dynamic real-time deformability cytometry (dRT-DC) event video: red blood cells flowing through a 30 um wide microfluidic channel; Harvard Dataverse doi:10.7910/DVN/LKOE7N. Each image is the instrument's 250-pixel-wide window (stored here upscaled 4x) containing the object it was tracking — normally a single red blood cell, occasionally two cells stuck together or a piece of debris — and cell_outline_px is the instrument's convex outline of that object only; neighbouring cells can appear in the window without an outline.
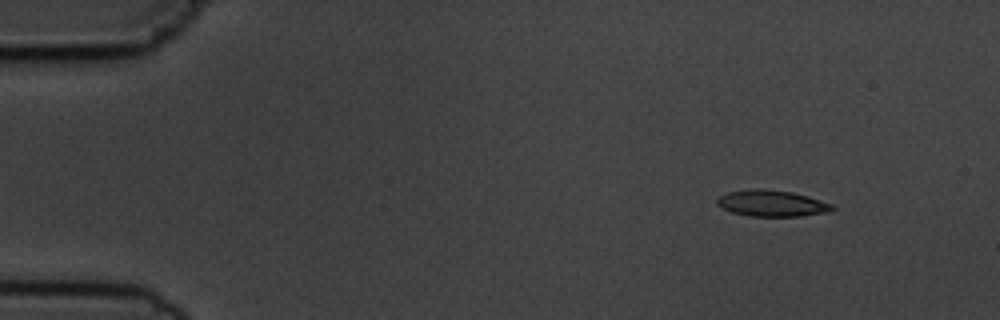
{"species": "common noctule bat (a hibernating species)", "species_latin": "Nyctalus noctula", "temperature_condition": "cold", "stored_images_in_passage": 4, "camera_frame_rate_fps": 3000, "um_per_image_px": 0.085, "animal": {"sex": "male", "body_mass_g": 19.5, "forearm_length_mm": 54.6}, "frame": {"image": 1, "passage_image": 1, "time_ms": 0.0, "image_size_px": [1000, 320], "cell_outline_px": [[836, 208], [832, 212], [800, 216], [748, 216], [732, 212], [716, 204], [716, 200], [720, 196], [728, 192], [752, 188], [756, 188], [792, 192], [808, 196], [832, 204]], "centroid_in_image_um": [65.63, 17.29], "position_along_channel_um": 19.4, "area_um2": 17.69}}
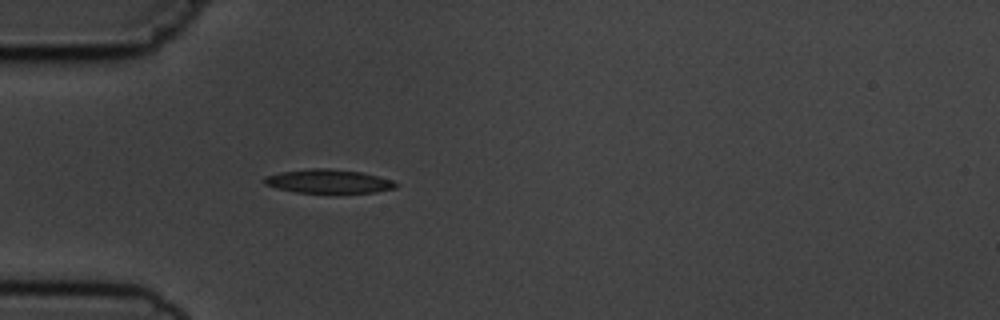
{"frame": {"image": 2, "passage_image": 4, "time_ms": 3.333, "image_size_px": [1000, 320], "cell_outline_px": [[400, 184], [396, 188], [376, 192], [296, 192], [276, 188], [264, 184], [264, 176], [280, 172], [312, 168], [328, 168], [360, 172], [392, 180]], "centroid_in_image_um": [27.91, 15.4], "position_along_channel_um": 57.1, "area_um2": 18.03}}